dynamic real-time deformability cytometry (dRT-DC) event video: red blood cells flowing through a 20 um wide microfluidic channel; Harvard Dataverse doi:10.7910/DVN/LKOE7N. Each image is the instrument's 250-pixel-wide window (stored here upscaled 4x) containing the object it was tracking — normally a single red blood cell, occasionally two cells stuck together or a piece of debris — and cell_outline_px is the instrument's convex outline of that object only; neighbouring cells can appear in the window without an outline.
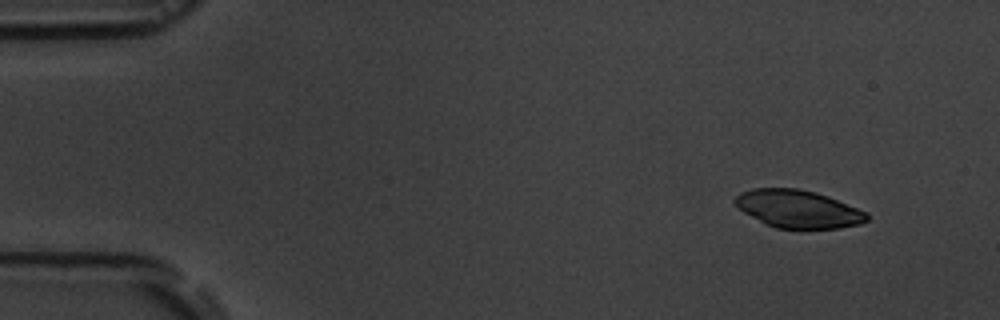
{"species": "common noctule bat (a hibernating species)", "species_latin": "Nyctalus noctula", "temperature_condition": "room temperature", "stored_images_in_passage": 3, "camera_frame_rate_fps": 3000, "um_per_image_px": 0.085, "animal": {"sex": "male", "body_mass_g": 19.5, "forearm_length_mm": 54.6}, "frame": {"image": 1, "passage_image": 1, "time_ms": 0.0, "image_size_px": [1000, 320], "cell_outline_px": [[868, 220], [860, 224], [840, 228], [776, 228], [764, 224], [744, 212], [732, 200], [740, 192], [752, 188], [796, 188], [816, 192], [828, 196], [868, 212]], "centroid_in_image_um": [67.84, 17.75], "position_along_channel_um": 17.2, "area_um2": 29.07}}